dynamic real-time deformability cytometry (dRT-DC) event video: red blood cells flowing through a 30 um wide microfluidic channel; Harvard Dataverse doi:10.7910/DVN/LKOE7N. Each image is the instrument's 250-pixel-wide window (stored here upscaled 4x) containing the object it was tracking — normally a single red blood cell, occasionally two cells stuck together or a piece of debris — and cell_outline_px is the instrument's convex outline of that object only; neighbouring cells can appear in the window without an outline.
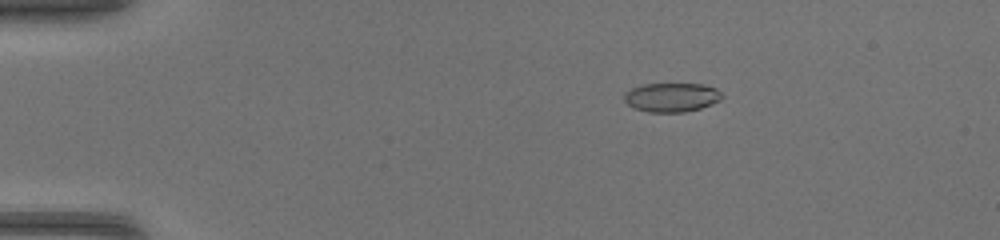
{"species": "common noctule bat (a hibernating species)", "species_latin": "Nyctalus noctula", "temperature_condition": "warm", "stored_images_in_passage": 46, "camera_frame_rate_fps": 3000, "um_per_image_px": 0.085, "animal": {"sex": "female", "body_mass_g": 17.0, "forearm_length_mm": 48.0}, "frame": {"image": 1, "passage_image": 9, "time_ms": 2.667, "image_size_px": [1000, 240], "cell_outline_px": [[724, 96], [720, 100], [712, 104], [700, 108], [684, 112], [648, 112], [632, 108], [624, 100], [624, 92], [640, 84], [704, 84], [716, 88]], "centroid_in_image_um": [57.07, 8.27], "position_along_channel_um": 27.9, "area_um2": 16.7}}
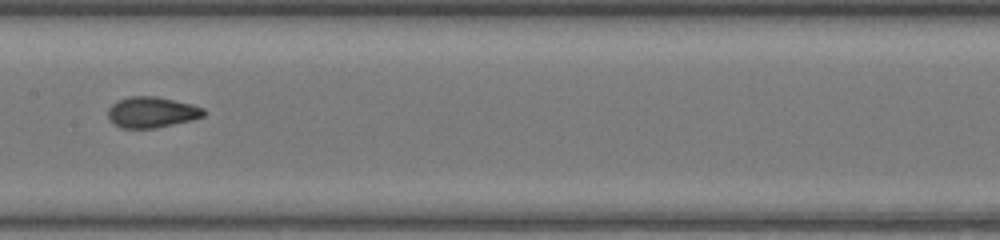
{"frame": {"image": 2, "passage_image": 25, "time_ms": 8.0, "image_size_px": [1000, 240], "cell_outline_px": [[204, 116], [192, 120], [156, 128], [120, 128], [108, 120], [108, 108], [116, 100], [128, 96], [156, 96], [192, 104], [204, 108]], "centroid_in_image_um": [12.86, 9.54], "position_along_channel_um": 194.5, "area_um2": 17.4}}
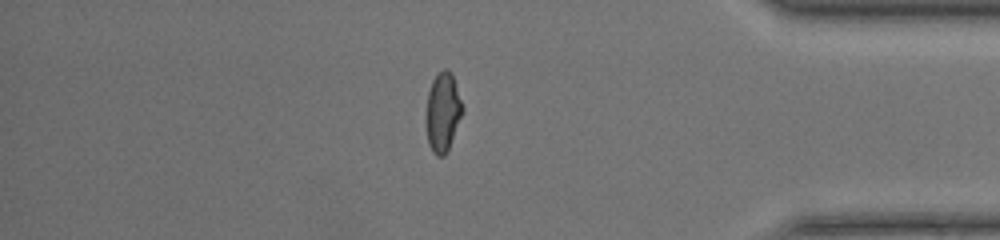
{"frame": {"image": 3, "passage_image": 40, "time_ms": 13.0, "image_size_px": [1000, 240], "cell_outline_px": [[464, 112], [448, 148], [444, 156], [436, 156], [432, 152], [428, 144], [424, 120], [424, 116], [428, 92], [432, 80], [444, 68], [448, 68], [452, 72], [464, 108]], "centroid_in_image_um": [37.62, 9.53], "position_along_channel_um": 397.6, "area_um2": 17.28}}